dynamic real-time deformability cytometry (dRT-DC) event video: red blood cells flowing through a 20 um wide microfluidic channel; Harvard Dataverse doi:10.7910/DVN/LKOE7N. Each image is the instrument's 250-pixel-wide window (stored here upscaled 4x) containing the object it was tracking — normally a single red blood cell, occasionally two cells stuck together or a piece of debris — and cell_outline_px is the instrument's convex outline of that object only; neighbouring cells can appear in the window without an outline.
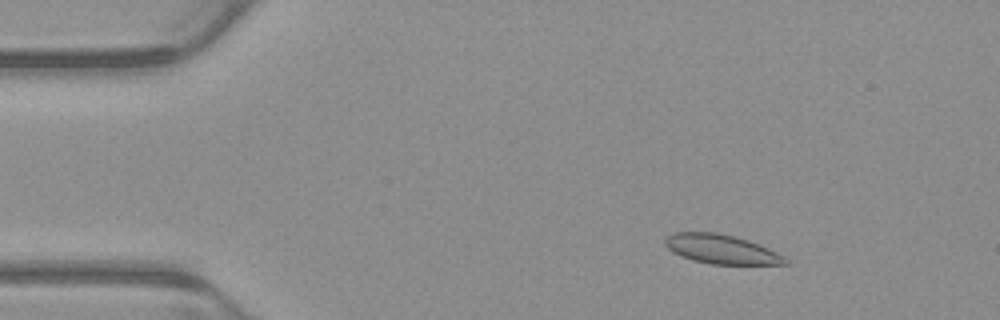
{"species": "common noctule bat (a hibernating species)", "species_latin": "Nyctalus noctula", "temperature_condition": "warm", "stored_images_in_passage": 5, "camera_frame_rate_fps": 3000, "um_per_image_px": 0.085, "animal": {"sex": "male", "body_mass_g": 23.1, "forearm_length_mm": 52.7}, "frame": {"image": 1, "passage_image": 3, "time_ms": 0.667, "image_size_px": [1000, 320], "cell_outline_px": [[788, 264], [712, 264], [692, 260], [680, 256], [672, 252], [664, 244], [664, 236], [672, 232], [716, 232], [736, 236], [748, 240], [768, 248], [784, 256], [788, 260]], "centroid_in_image_um": [61.26, 21.17], "position_along_channel_um": 23.7, "area_um2": 20.63}}
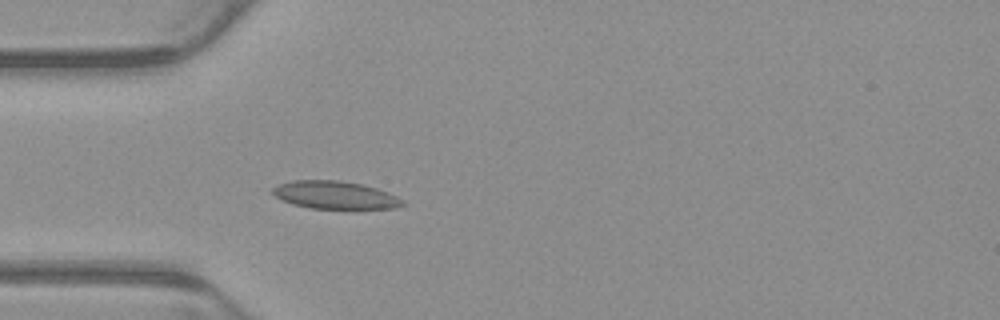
{"frame": {"image": 2, "passage_image": 5, "time_ms": 1.333, "image_size_px": [1000, 320], "cell_outline_px": [[408, 204], [396, 208], [308, 208], [292, 204], [280, 200], [272, 192], [272, 188], [280, 184], [292, 180], [340, 180], [360, 184], [376, 188], [388, 192], [404, 200]], "centroid_in_image_um": [28.48, 16.58], "position_along_channel_um": 56.5, "area_um2": 21.04}}